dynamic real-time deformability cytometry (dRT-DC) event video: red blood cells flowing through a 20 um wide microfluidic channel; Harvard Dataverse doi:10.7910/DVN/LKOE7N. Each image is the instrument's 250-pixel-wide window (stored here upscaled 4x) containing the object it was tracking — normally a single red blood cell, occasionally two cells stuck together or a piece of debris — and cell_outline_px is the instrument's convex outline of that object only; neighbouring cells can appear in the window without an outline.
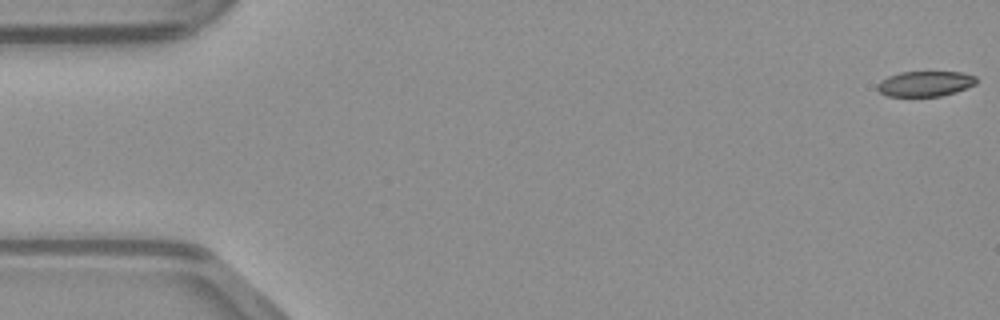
{"species": "common noctule bat (a hibernating species)", "species_latin": "Nyctalus noctula", "temperature_condition": "warm", "stored_images_in_passage": 49, "camera_frame_rate_fps": 3000, "um_per_image_px": 0.085, "animal": {"sex": "male", "body_mass_g": 23.1, "forearm_length_mm": 52.7}, "frame": {"image": 1, "passage_image": 1, "time_ms": 0.0, "image_size_px": [1000, 320], "cell_outline_px": [[976, 84], [956, 92], [940, 96], [888, 96], [880, 92], [876, 88], [876, 84], [880, 80], [888, 76], [900, 72], [960, 72], [976, 76]], "centroid_in_image_um": [78.62, 7.11], "position_along_channel_um": 6.4, "area_um2": 14.62}}
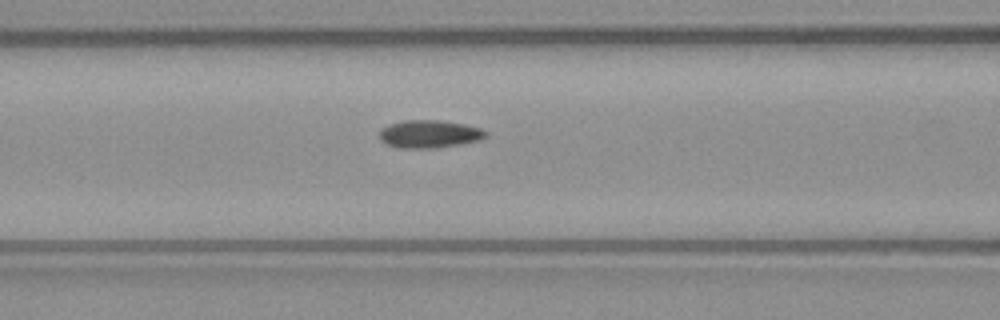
{"frame": {"image": 2, "passage_image": 20, "time_ms": 6.333, "image_size_px": [1000, 320], "cell_outline_px": [[488, 136], [480, 140], [460, 144], [436, 148], [396, 148], [380, 140], [380, 132], [388, 124], [404, 120], [440, 120], [464, 124], [480, 128], [488, 132]], "centroid_in_image_um": [36.52, 11.39], "position_along_channel_um": 130.1, "area_um2": 17.28}}
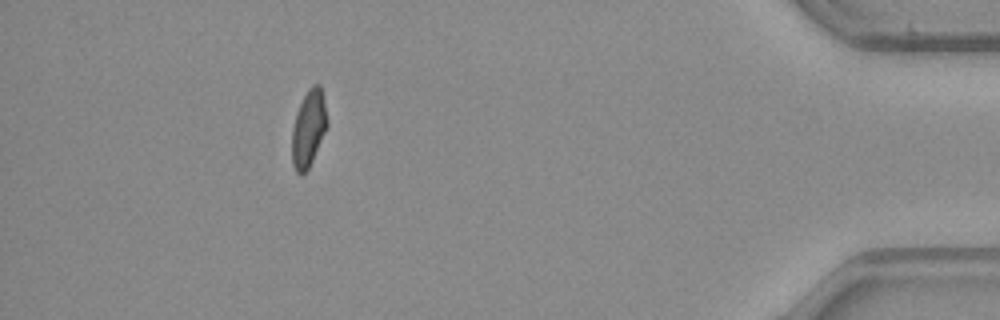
{"frame": {"image": 3, "passage_image": 44, "time_ms": 14.333, "image_size_px": [1000, 320], "cell_outline_px": [[328, 124], [312, 160], [308, 168], [300, 176], [296, 172], [292, 164], [292, 128], [296, 112], [308, 88], [312, 84], [320, 84], [324, 100], [328, 120]], "centroid_in_image_um": [26.22, 10.9], "position_along_channel_um": 409.0, "area_um2": 15.66}}